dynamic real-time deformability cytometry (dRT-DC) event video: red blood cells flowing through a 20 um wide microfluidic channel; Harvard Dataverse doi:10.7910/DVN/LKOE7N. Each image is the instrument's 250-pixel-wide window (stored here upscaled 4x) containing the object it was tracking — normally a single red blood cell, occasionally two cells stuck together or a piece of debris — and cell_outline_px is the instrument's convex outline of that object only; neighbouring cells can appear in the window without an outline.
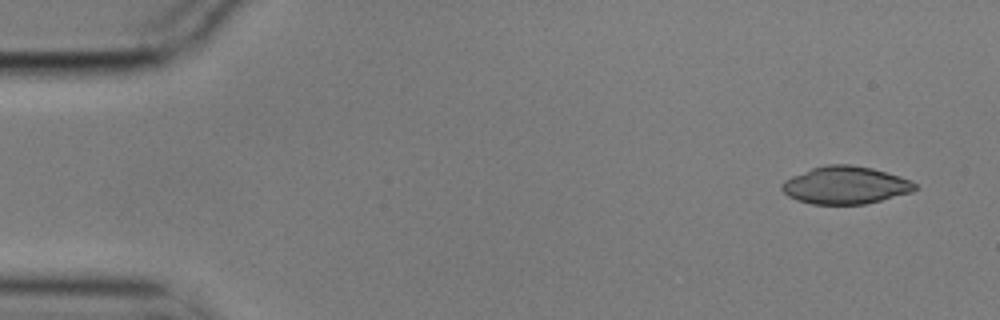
{"species": "common noctule bat (a hibernating species)", "species_latin": "Nyctalus noctula", "temperature_condition": "cold", "stored_images_in_passage": 6, "camera_frame_rate_fps": 3000, "um_per_image_px": 0.085, "animal": {"sex": "male", "body_mass_g": 17.9}, "frame": {"image": 1, "passage_image": 1, "time_ms": 0.0, "image_size_px": [1000, 320], "cell_outline_px": [[916, 188], [912, 192], [864, 204], [812, 204], [796, 200], [788, 196], [780, 188], [780, 184], [784, 180], [792, 176], [812, 168], [824, 164], [848, 164], [872, 168], [900, 176], [912, 180], [916, 184]], "centroid_in_image_um": [71.84, 15.73], "position_along_channel_um": 13.2, "area_um2": 29.19}}